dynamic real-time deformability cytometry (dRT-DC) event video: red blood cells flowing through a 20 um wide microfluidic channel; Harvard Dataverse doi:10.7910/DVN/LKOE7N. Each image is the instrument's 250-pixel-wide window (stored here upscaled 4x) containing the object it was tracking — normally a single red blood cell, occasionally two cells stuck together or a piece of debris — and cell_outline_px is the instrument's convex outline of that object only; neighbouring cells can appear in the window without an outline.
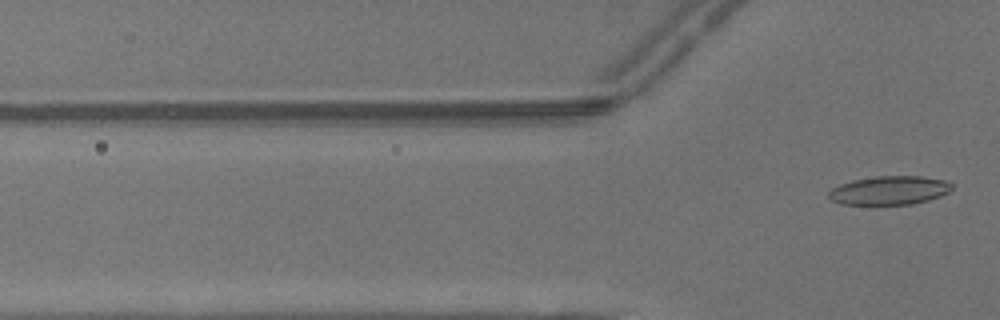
{"species": "common noctule bat (a hibernating species)", "species_latin": "Nyctalus noctula", "temperature_condition": "warm", "stored_images_in_passage": 5, "camera_frame_rate_fps": 3000, "um_per_image_px": 0.085, "animal": {"sex": "male", "body_mass_g": 13.3}, "frame": {"image": 1, "passage_image": 5, "time_ms": 1.333, "image_size_px": [1000, 320], "cell_outline_px": [[952, 188], [948, 192], [940, 196], [928, 200], [912, 204], [876, 208], [840, 204], [832, 200], [828, 196], [828, 192], [832, 188], [840, 184], [852, 180], [876, 176], [920, 176], [944, 180], [952, 184]], "centroid_in_image_um": [75.53, 16.24], "position_along_channel_um": 50.3, "area_um2": 21.56}}